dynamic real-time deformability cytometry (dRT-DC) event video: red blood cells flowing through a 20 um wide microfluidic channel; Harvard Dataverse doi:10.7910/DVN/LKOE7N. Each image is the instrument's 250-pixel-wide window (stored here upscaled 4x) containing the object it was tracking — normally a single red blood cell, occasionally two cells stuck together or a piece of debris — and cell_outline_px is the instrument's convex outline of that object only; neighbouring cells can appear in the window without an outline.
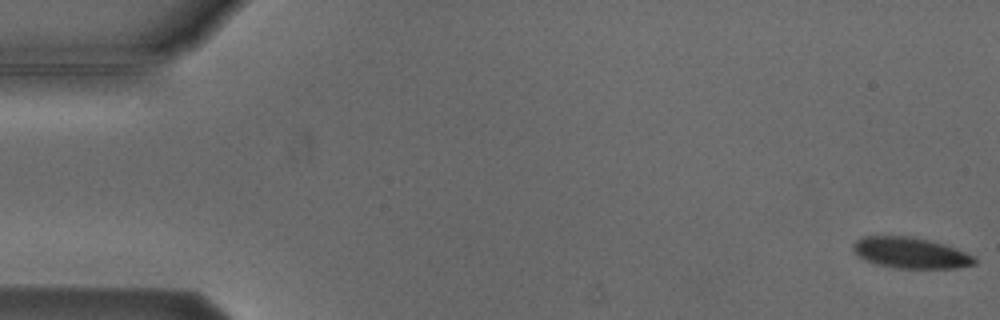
{"species": "Egyptian fruit bat (a non-hibernating species)", "species_latin": "Rousettus aegyptiacus", "temperature_condition": "cold", "stored_images_in_passage": 7, "camera_frame_rate_fps": 3000, "um_per_image_px": 0.085, "animal": {"sex": "male"}, "frame": {"image": 1, "passage_image": 1, "time_ms": 0.0, "image_size_px": [1000, 320], "cell_outline_px": [[976, 264], [956, 268], [896, 268], [876, 264], [864, 260], [856, 256], [852, 252], [852, 244], [856, 240], [864, 236], [908, 236], [928, 240], [944, 244], [956, 248], [972, 256], [976, 260]], "centroid_in_image_um": [77.33, 21.49], "position_along_channel_um": 7.7, "area_um2": 21.96}}
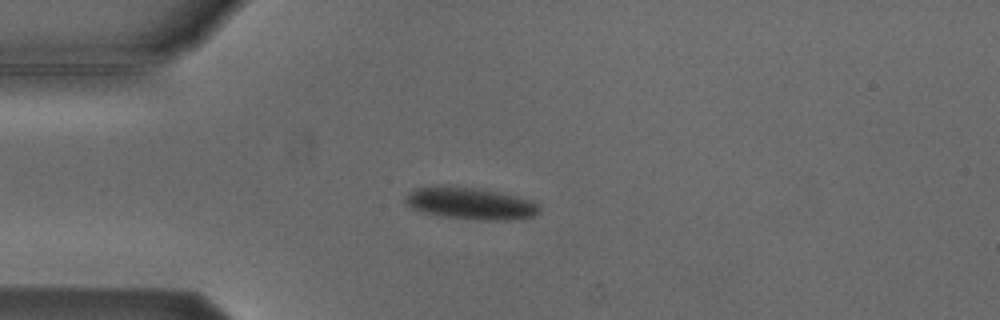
{"frame": {"image": 2, "passage_image": 4, "time_ms": 4.333, "image_size_px": [1000, 320], "cell_outline_px": [[540, 212], [536, 216], [512, 220], [476, 220], [440, 216], [424, 212], [412, 208], [404, 204], [404, 196], [408, 192], [416, 188], [436, 184], [448, 184], [476, 188], [496, 192], [532, 200], [540, 204]], "centroid_in_image_um": [39.94, 17.28], "position_along_channel_um": 45.1, "area_um2": 25.61}}
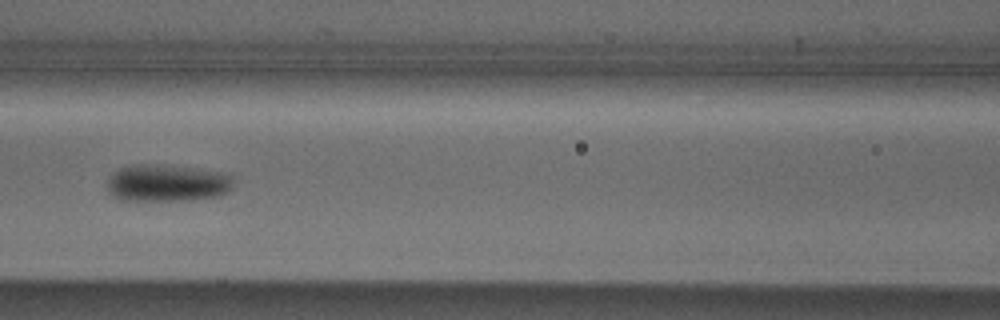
{"frame": {"image": 3, "passage_image": 7, "time_ms": 7.667, "image_size_px": [1000, 320], "cell_outline_px": [[232, 188], [228, 192], [220, 196], [192, 200], [120, 200], [112, 196], [108, 192], [108, 176], [120, 168], [132, 164], [164, 164], [196, 168], [224, 172], [232, 176]], "centroid_in_image_um": [14.21, 15.55], "position_along_channel_um": 152.4, "area_um2": 27.8}}